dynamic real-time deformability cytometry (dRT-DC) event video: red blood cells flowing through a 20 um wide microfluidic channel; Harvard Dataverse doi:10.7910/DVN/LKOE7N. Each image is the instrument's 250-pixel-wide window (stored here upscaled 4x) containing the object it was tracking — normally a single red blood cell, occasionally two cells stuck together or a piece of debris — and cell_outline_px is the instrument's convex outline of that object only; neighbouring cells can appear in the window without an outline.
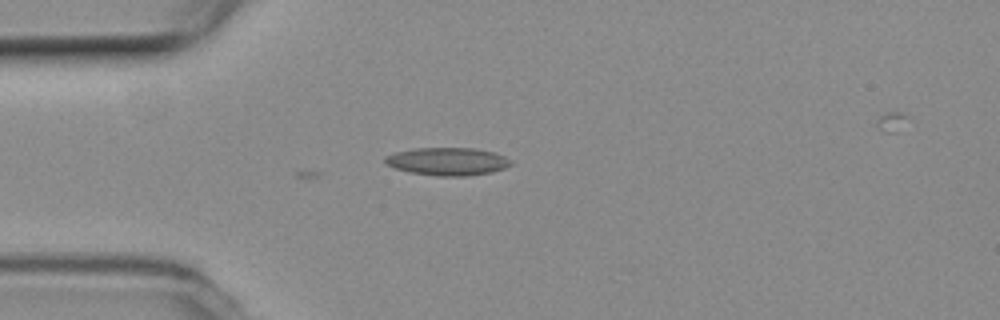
{"species": "common noctule bat (a hibernating species)", "species_latin": "Nyctalus noctula", "temperature_condition": "room temperature", "stored_images_in_passage": 4, "camera_frame_rate_fps": 3000, "um_per_image_px": 0.085, "animal": {"sex": "female", "body_mass_g": 19.3, "forearm_length_mm": 54.1}, "frame": {"image": 1, "passage_image": 4, "time_ms": 1.0, "image_size_px": [1000, 320], "cell_outline_px": [[512, 164], [504, 168], [492, 172], [468, 176], [436, 176], [408, 172], [396, 168], [388, 164], [384, 160], [384, 156], [396, 152], [412, 148], [476, 148], [496, 152], [504, 156]], "centroid_in_image_um": [38.04, 13.72], "position_along_channel_um": 47.0, "area_um2": 20.46}}